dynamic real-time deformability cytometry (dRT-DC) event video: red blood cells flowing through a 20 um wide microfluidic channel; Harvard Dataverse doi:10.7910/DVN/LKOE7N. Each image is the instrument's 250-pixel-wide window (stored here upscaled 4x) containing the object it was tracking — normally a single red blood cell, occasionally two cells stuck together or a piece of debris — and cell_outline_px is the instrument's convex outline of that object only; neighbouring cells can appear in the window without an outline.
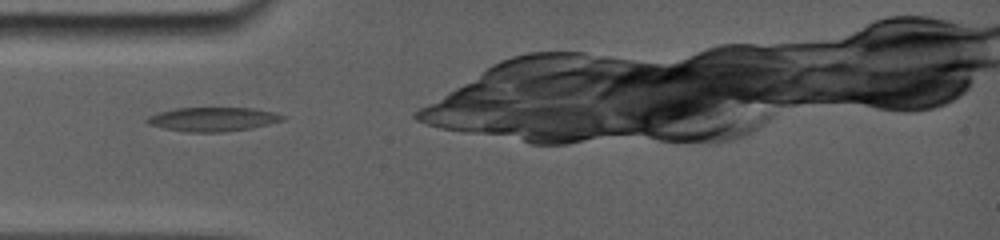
{"species": "common noctule bat (a hibernating species)", "species_latin": "Nyctalus noctula", "temperature_condition": "room temperature", "stored_images_in_passage": 25, "camera_frame_rate_fps": 5000, "um_per_image_px": 0.085, "animal": {"sex": "female", "body_mass_g": 19.0, "forearm_length_mm": 56.7}, "frame": {"image": 1, "passage_image": 2, "time_ms": 0.6, "image_size_px": [1000, 240], "cell_outline_px": [[284, 120], [248, 128], [216, 132], [196, 132], [168, 128], [148, 124], [144, 120], [148, 116], [160, 112], [176, 108], [252, 108], [272, 112], [284, 116]], "centroid_in_image_um": [18.06, 10.12], "position_along_channel_um": 66.9, "area_um2": 18.32}}
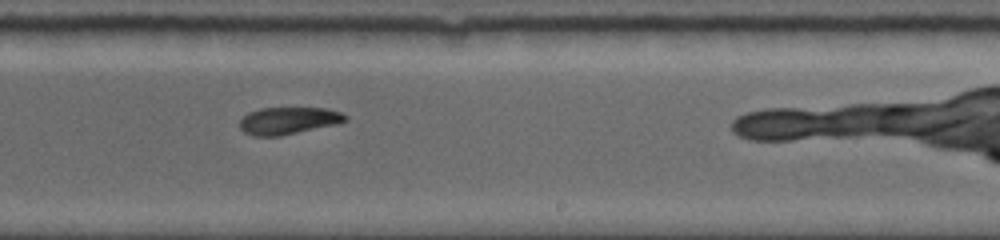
{"frame": {"image": 2, "passage_image": 12, "time_ms": 5.8, "image_size_px": [1000, 240], "cell_outline_px": [[348, 120], [340, 124], [280, 136], [256, 136], [244, 132], [240, 128], [240, 120], [248, 112], [260, 108], [324, 108], [340, 112], [348, 116]], "centroid_in_image_um": [24.55, 10.26], "position_along_channel_um": 264.5, "area_um2": 16.88}}
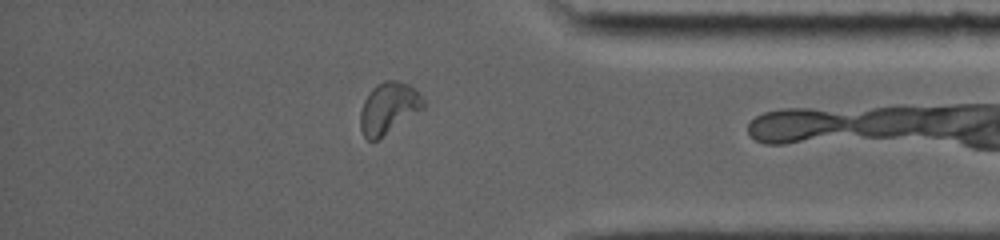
{"frame": {"image": 3, "passage_image": 20, "time_ms": 9.6, "image_size_px": [1000, 240], "cell_outline_px": [[424, 108], [376, 140], [368, 140], [364, 136], [360, 128], [360, 112], [364, 100], [372, 88], [376, 84], [384, 80], [396, 80], [408, 84], [424, 100]], "centroid_in_image_um": [32.99, 9.17], "position_along_channel_um": 402.2, "area_um2": 18.5}, "authors_computed_cell_mechanics": {"area_um2": 17.3978, "velocity_mm_per_s": 3.8073, "shape_relaxation_time_tau1_ms": 7.186, "shape_relaxation_time_tau2_ms": 3.2747, "deformation_change_tau1": 0.1711, "deformation_change_tau2": 0.105}}